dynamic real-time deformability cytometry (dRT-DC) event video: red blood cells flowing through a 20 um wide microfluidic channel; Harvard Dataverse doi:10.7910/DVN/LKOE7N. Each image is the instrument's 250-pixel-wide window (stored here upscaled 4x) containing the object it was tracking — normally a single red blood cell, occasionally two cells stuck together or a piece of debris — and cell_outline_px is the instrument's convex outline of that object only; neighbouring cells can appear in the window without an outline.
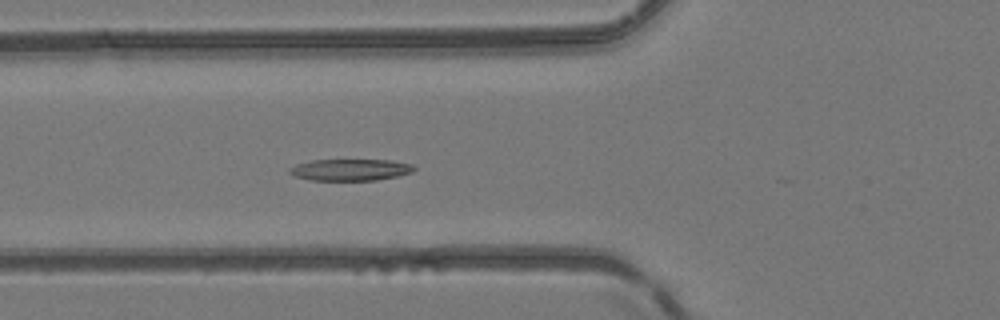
{"species": "common noctule bat (a hibernating species)", "species_latin": "Nyctalus noctula", "temperature_condition": "room temperature", "stored_images_in_passage": 25, "camera_frame_rate_fps": 3000, "um_per_image_px": 0.085, "animal": {"sex": "female", "body_mass_g": 24.6, "forearm_length_mm": 56.2}, "frame": {"image": 1, "passage_image": 21, "time_ms": 6.667, "image_size_px": [1000, 320], "cell_outline_px": [[416, 168], [412, 172], [396, 176], [376, 180], [312, 180], [296, 176], [288, 172], [288, 168], [296, 164], [312, 160], [388, 160], [412, 164]], "centroid_in_image_um": [29.76, 14.43], "position_along_channel_um": 96.0, "area_um2": 15.55}}
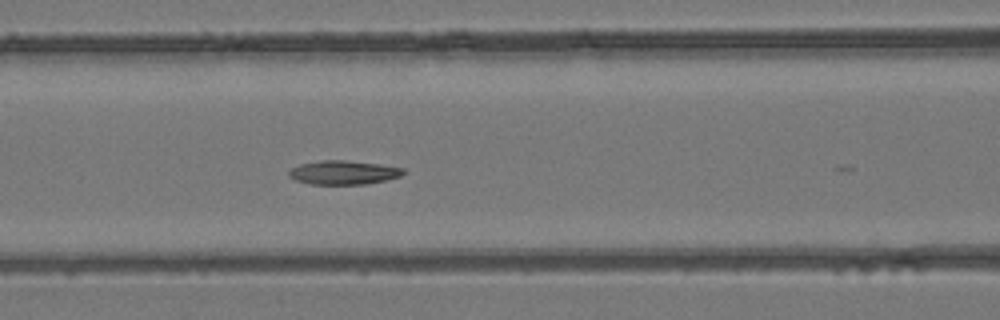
{"frame": {"image": 2, "passage_image": 24, "time_ms": 7.667, "image_size_px": [1000, 320], "cell_outline_px": [[404, 172], [400, 176], [384, 180], [364, 184], [308, 184], [296, 180], [288, 176], [288, 172], [292, 168], [300, 164], [320, 160], [344, 160], [376, 164], [404, 168]], "centroid_in_image_um": [29.14, 14.66], "position_along_channel_um": 137.5, "area_um2": 15.72}}